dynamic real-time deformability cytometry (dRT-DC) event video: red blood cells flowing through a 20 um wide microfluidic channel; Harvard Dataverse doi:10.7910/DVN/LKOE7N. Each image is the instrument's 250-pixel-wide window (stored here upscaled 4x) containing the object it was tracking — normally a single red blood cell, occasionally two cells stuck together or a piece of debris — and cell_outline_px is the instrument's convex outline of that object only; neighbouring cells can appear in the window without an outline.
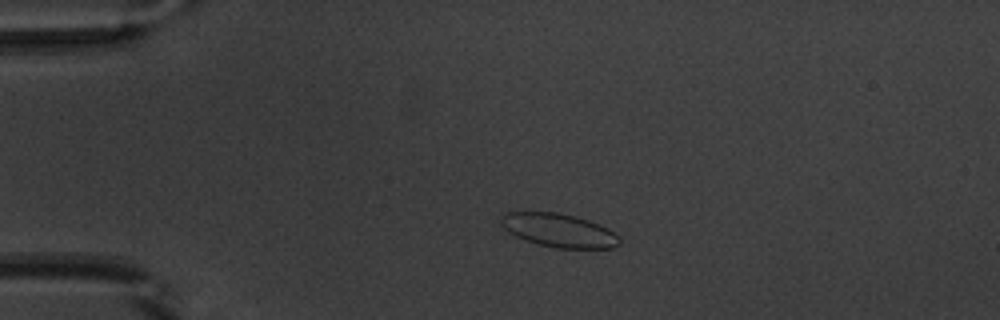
{"species": "common noctule bat (a hibernating species)", "species_latin": "Nyctalus noctula", "temperature_condition": "warm", "stored_images_in_passage": 42, "camera_frame_rate_fps": 3000, "um_per_image_px": 0.085, "animal": {"sex": "male", "body_mass_g": 20.1, "forearm_length_mm": 53.5}, "frame": {"image": 1, "passage_image": 1, "time_ms": 0.0, "image_size_px": [1000, 320], "cell_outline_px": [[620, 244], [612, 248], [556, 248], [524, 240], [508, 232], [500, 224], [500, 216], [504, 212], [556, 212], [576, 216], [600, 224], [608, 228], [620, 236]], "centroid_in_image_um": [47.5, 19.57], "position_along_channel_um": 37.5, "area_um2": 23.35}}
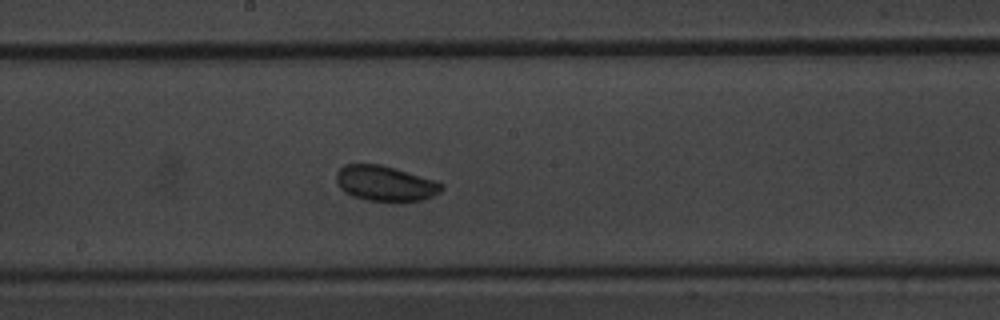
{"frame": {"image": 2, "passage_image": 18, "time_ms": 5.667, "image_size_px": [1000, 320], "cell_outline_px": [[444, 188], [440, 192], [432, 196], [420, 200], [368, 200], [352, 196], [344, 192], [340, 188], [336, 180], [336, 172], [344, 164], [380, 164], [396, 168], [444, 184]], "centroid_in_image_um": [32.7, 15.57], "position_along_channel_um": 215.5, "area_um2": 21.33}}
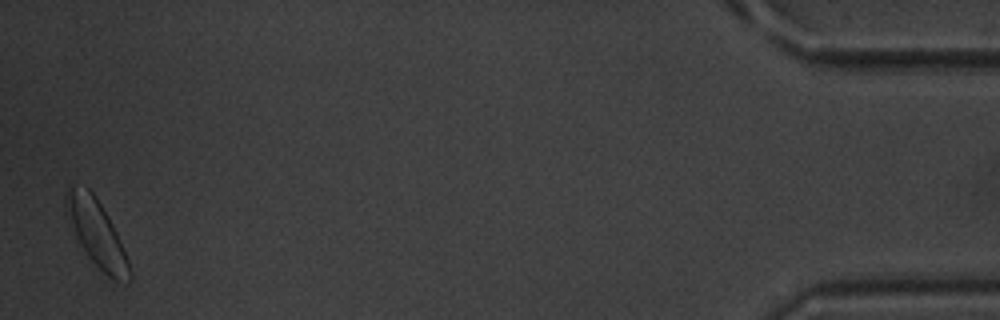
{"frame": {"image": 3, "passage_image": 41, "time_ms": 13.333, "image_size_px": [1000, 320], "cell_outline_px": [[132, 280], [128, 284], [112, 280], [88, 256], [80, 244], [64, 212], [64, 196], [68, 188], [88, 188], [92, 192], [108, 216], [120, 240], [128, 260], [132, 272]], "centroid_in_image_um": [8.23, 19.88], "position_along_channel_um": 427.0, "area_um2": 24.33}, "authors_computed_cell_mechanics": {"area_um2": 21.675, "velocity_mm_per_s": 3.8396, "shape_relaxation_time_tau1_ms": 7.959, "shape_relaxation_time_tau2_ms": null, "deformation_change_tau1": 0.1748, "deformation_change_tau2": null}}